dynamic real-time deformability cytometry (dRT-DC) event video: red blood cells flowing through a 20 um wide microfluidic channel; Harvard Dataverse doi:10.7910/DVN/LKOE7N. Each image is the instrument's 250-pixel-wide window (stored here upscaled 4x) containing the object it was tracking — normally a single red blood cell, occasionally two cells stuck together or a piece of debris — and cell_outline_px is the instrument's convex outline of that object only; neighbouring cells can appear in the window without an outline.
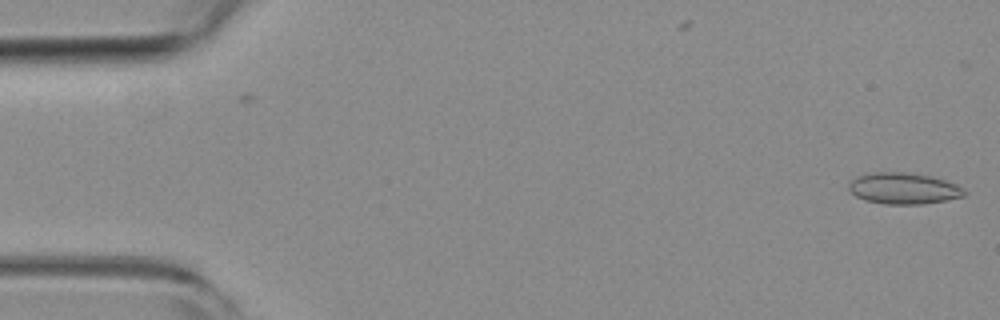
{"species": "common noctule bat (a hibernating species)", "species_latin": "Nyctalus noctula", "temperature_condition": "room temperature", "stored_images_in_passage": 2, "camera_frame_rate_fps": 3000, "um_per_image_px": 0.085, "animal": {"sex": "female", "body_mass_g": 19.3, "forearm_length_mm": 54.1}, "frame": {"image": 1, "passage_image": 2, "time_ms": 0.333, "image_size_px": [1000, 320], "cell_outline_px": [[968, 192], [964, 196], [944, 200], [920, 204], [884, 204], [864, 200], [856, 196], [848, 188], [848, 184], [856, 176], [872, 172], [904, 172], [932, 176], [956, 184], [964, 188]], "centroid_in_image_um": [76.8, 16.01], "position_along_channel_um": 8.2, "area_um2": 21.1}}